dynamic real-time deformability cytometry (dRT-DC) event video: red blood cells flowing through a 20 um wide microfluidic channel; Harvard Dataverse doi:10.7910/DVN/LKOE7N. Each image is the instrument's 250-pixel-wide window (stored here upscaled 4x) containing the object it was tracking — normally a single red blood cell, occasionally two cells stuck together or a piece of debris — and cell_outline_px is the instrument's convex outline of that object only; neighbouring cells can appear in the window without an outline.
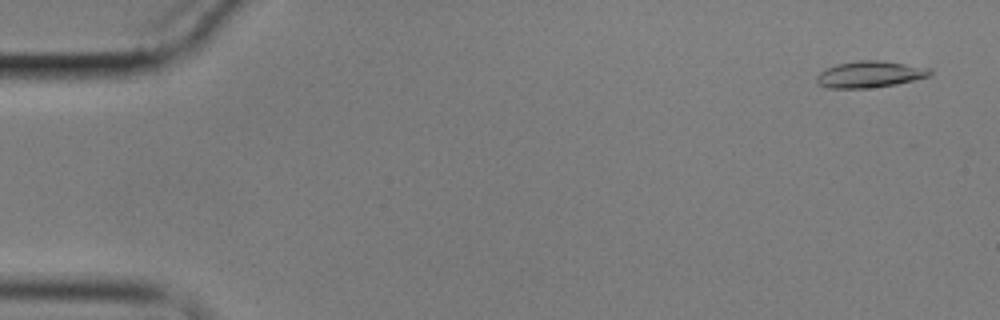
{"species": "common noctule bat (a hibernating species)", "species_latin": "Nyctalus noctula", "temperature_condition": "cold", "stored_images_in_passage": 13, "camera_frame_rate_fps": 3000, "um_per_image_px": 0.085, "animal": {"sex": "male", "body_mass_g": 17.9}, "frame": {"image": 1, "passage_image": 3, "time_ms": 0.667, "image_size_px": [1000, 320], "cell_outline_px": [[932, 76], [896, 84], [868, 88], [828, 88], [816, 84], [816, 76], [820, 72], [836, 64], [860, 60], [880, 60], [932, 68]], "centroid_in_image_um": [73.96, 6.32], "position_along_channel_um": 11.0, "area_um2": 17.63}}